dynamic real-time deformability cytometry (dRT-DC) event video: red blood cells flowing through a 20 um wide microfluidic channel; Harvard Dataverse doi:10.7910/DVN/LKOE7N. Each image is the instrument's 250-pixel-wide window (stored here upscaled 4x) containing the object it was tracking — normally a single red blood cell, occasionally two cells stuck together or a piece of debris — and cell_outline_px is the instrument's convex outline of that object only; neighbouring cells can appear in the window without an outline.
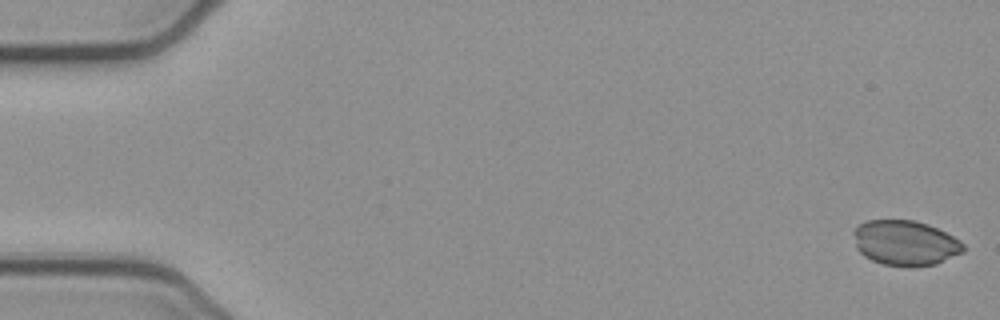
{"species": "common noctule bat (a hibernating species)", "species_latin": "Nyctalus noctula", "temperature_condition": "cold", "stored_images_in_passage": 9, "camera_frame_rate_fps": 3000, "um_per_image_px": 0.085, "animal": {"sex": "female", "body_mass_g": 21.9}, "frame": {"image": 1, "passage_image": 1, "time_ms": 0.0, "image_size_px": [1000, 320], "cell_outline_px": [[964, 252], [936, 264], [912, 268], [904, 268], [884, 264], [872, 260], [864, 256], [856, 248], [852, 232], [860, 224], [868, 220], [916, 220], [936, 228], [960, 240], [964, 244]], "centroid_in_image_um": [76.94, 20.67], "position_along_channel_um": 8.1, "area_um2": 29.13}}